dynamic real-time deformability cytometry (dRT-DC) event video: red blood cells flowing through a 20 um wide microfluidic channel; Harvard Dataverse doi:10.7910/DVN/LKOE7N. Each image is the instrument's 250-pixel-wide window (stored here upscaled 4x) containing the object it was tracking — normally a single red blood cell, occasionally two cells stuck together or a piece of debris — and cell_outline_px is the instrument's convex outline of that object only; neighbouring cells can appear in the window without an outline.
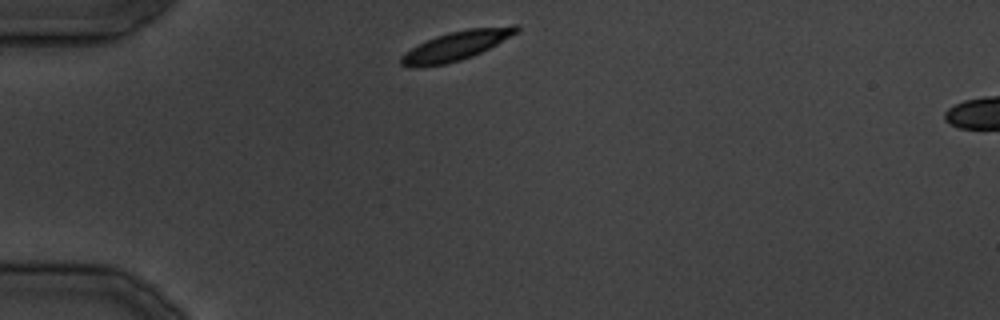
{"species": "common noctule bat (a hibernating species)", "species_latin": "Nyctalus noctula", "temperature_condition": "cold", "stored_images_in_passage": 19, "camera_frame_rate_fps": 3000, "um_per_image_px": 0.085, "animal": {"sex": "male", "body_mass_g": 19.5, "forearm_length_mm": 54.6}, "frame": {"image": 1, "passage_image": 1, "time_ms": 0.0, "image_size_px": [1000, 320], "cell_outline_px": [[520, 28], [516, 32], [496, 44], [472, 56], [460, 60], [444, 64], [420, 68], [408, 68], [400, 64], [400, 56], [404, 52], [436, 36], [448, 32], [468, 28], [512, 24], [516, 24]], "centroid_in_image_um": [38.73, 3.89], "position_along_channel_um": 46.3, "area_um2": 19.65}}
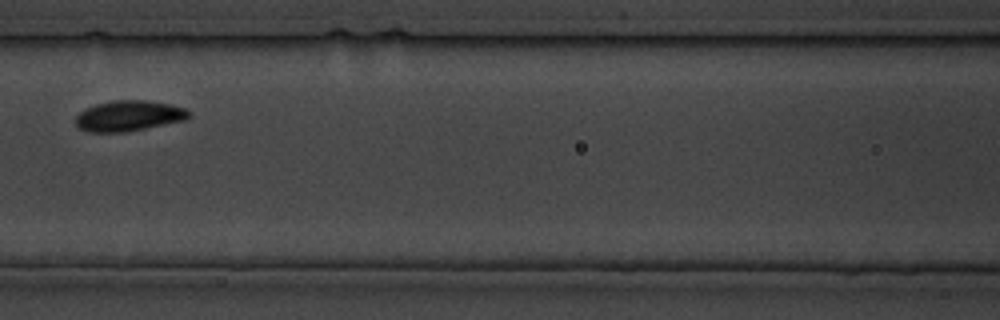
{"frame": {"image": 2, "passage_image": 9, "time_ms": 9.0, "image_size_px": [1000, 320], "cell_outline_px": [[192, 112], [184, 120], [128, 132], [88, 132], [80, 128], [76, 124], [76, 116], [80, 112], [96, 104], [116, 100], [144, 100], [168, 104], [184, 108]], "centroid_in_image_um": [10.94, 9.85], "position_along_channel_um": 155.7, "area_um2": 19.94}}